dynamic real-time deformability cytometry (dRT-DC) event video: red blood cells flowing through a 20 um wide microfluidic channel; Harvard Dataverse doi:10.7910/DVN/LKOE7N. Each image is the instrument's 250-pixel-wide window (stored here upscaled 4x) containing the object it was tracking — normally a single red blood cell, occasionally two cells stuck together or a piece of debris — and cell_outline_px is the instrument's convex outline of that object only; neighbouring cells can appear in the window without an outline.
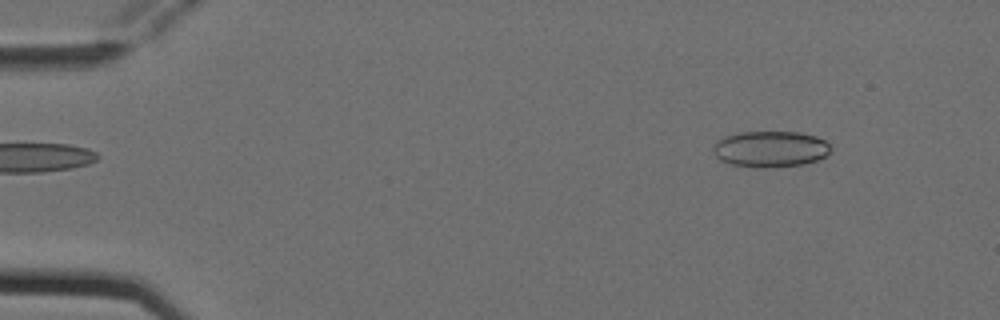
{"species": "Egyptian fruit bat (a non-hibernating species)", "species_latin": "Rousettus aegyptiacus", "temperature_condition": "cold", "stored_images_in_passage": 3, "camera_frame_rate_fps": 3000, "um_per_image_px": 0.085, "animal": {"sex": "female"}, "frame": {"image": 1, "passage_image": 1, "time_ms": 0.0, "image_size_px": [1000, 320], "cell_outline_px": [[832, 148], [824, 156], [816, 160], [804, 164], [772, 168], [752, 168], [732, 164], [720, 160], [716, 156], [712, 148], [724, 136], [740, 132], [800, 132], [816, 136], [824, 140]], "centroid_in_image_um": [65.48, 12.68], "position_along_channel_um": 19.5, "area_um2": 24.8}}
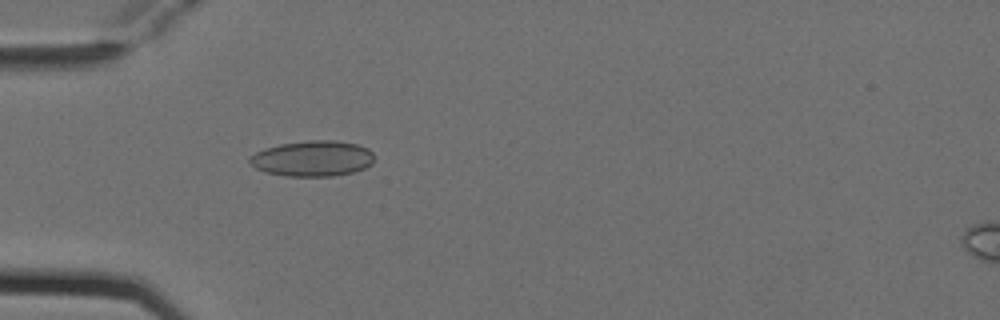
{"frame": {"image": 2, "passage_image": 3, "time_ms": 0.667, "image_size_px": [1000, 320], "cell_outline_px": [[372, 164], [364, 168], [352, 172], [332, 176], [288, 176], [264, 172], [256, 168], [248, 160], [248, 156], [264, 148], [280, 144], [308, 140], [332, 140], [356, 144], [368, 148], [372, 152]], "centroid_in_image_um": [26.53, 13.47], "position_along_channel_um": 58.5, "area_um2": 25.84}}